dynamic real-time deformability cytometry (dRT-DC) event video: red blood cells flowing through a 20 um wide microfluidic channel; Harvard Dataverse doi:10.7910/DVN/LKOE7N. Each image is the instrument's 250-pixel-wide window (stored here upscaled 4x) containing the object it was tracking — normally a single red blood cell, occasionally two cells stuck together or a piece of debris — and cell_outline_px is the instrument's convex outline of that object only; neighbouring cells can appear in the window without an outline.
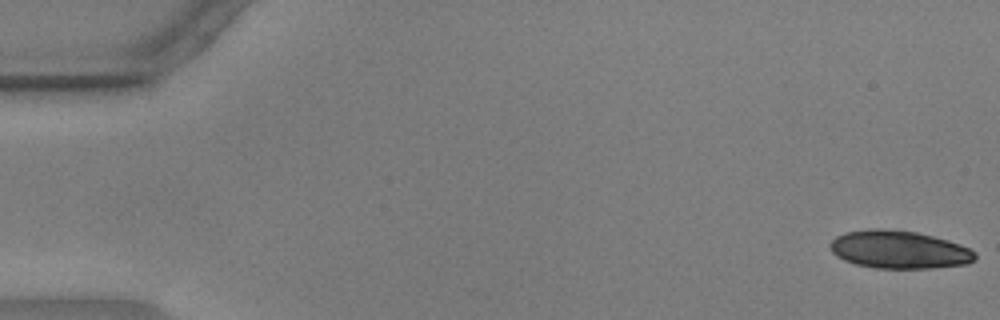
{"species": "common noctule bat (a hibernating species)", "species_latin": "Nyctalus noctula", "temperature_condition": "warm", "stored_images_in_passage": 7, "camera_frame_rate_fps": 3000, "um_per_image_px": 0.085, "animal": {"sex": "male", "body_mass_g": 17.9, "forearm_length_mm": 54.2}, "frame": {"image": 1, "passage_image": 1, "time_ms": 0.0, "image_size_px": [1000, 320], "cell_outline_px": [[976, 260], [968, 264], [932, 268], [876, 268], [856, 264], [844, 260], [836, 256], [832, 252], [828, 244], [836, 236], [844, 232], [868, 228], [880, 228], [916, 232], [948, 240], [960, 244], [976, 252]], "centroid_in_image_um": [76.41, 21.21], "position_along_channel_um": 8.6, "area_um2": 32.25}}